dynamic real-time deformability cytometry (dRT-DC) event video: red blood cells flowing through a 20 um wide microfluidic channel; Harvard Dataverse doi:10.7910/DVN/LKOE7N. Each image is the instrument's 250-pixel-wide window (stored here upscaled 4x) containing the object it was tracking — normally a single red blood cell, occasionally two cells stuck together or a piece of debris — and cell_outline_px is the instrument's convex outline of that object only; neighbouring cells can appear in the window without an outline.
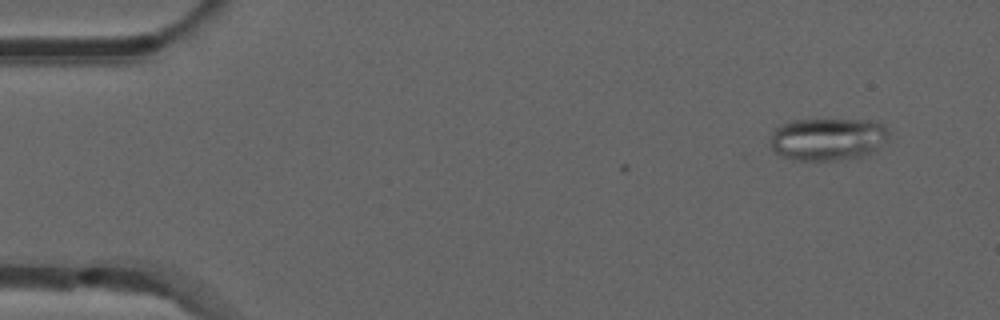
{"species": "common noctule bat (a hibernating species)", "species_latin": "Nyctalus noctula", "temperature_condition": "room temperature", "stored_images_in_passage": 7, "camera_frame_rate_fps": 3000, "um_per_image_px": 0.085, "animal": {"sex": "male", "forearm_length_mm": 52.5}, "frame": {"image": 1, "passage_image": 1, "time_ms": 0.0, "image_size_px": [1000, 320], "cell_outline_px": [[892, 132], [888, 140], [876, 152], [860, 156], [840, 160], [792, 160], [776, 152], [768, 144], [772, 132], [776, 128], [792, 120], [868, 120], [880, 124], [888, 128]], "centroid_in_image_um": [70.4, 11.83], "position_along_channel_um": 14.6, "area_um2": 29.71}}